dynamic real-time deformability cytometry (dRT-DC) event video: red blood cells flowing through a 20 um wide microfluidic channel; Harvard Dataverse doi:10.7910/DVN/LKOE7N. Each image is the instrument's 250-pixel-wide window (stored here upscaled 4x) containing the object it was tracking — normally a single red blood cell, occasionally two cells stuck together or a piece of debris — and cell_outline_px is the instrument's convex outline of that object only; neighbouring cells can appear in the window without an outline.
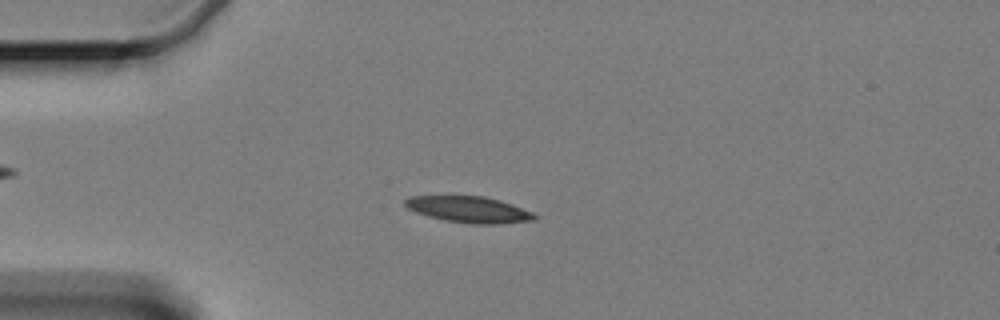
{"species": "Egyptian fruit bat (a non-hibernating species)", "species_latin": "Rousettus aegyptiacus", "temperature_condition": "cold", "stored_images_in_passage": 47, "camera_frame_rate_fps": 3000, "um_per_image_px": 0.085, "animal": {"sex": "female"}, "frame": {"image": 1, "passage_image": 2, "time_ms": 0.333, "image_size_px": [1000, 320], "cell_outline_px": [[536, 216], [532, 220], [496, 224], [472, 224], [444, 220], [428, 216], [416, 212], [408, 208], [404, 204], [404, 200], [412, 196], [484, 196], [500, 200], [512, 204], [532, 212]], "centroid_in_image_um": [39.83, 17.8], "position_along_channel_um": 45.2, "area_um2": 19.59}}
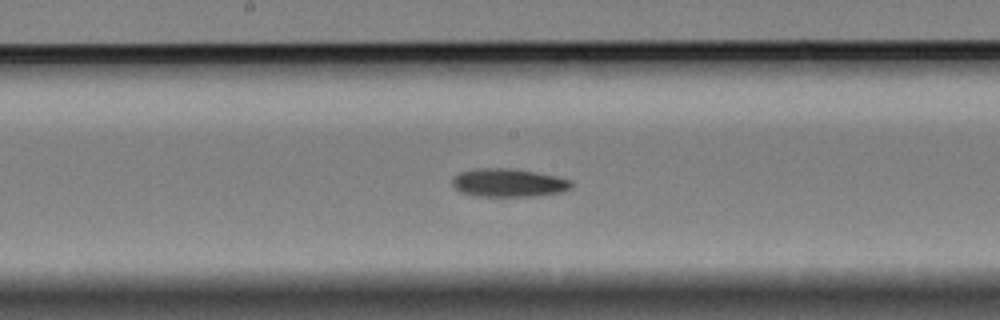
{"frame": {"image": 2, "passage_image": 18, "time_ms": 5.667, "image_size_px": [1000, 320], "cell_outline_px": [[572, 188], [564, 192], [532, 196], [472, 196], [460, 192], [452, 184], [452, 180], [460, 172], [476, 168], [508, 168], [556, 176], [572, 180]], "centroid_in_image_um": [43.23, 15.54], "position_along_channel_um": 205.0, "area_um2": 19.59}}
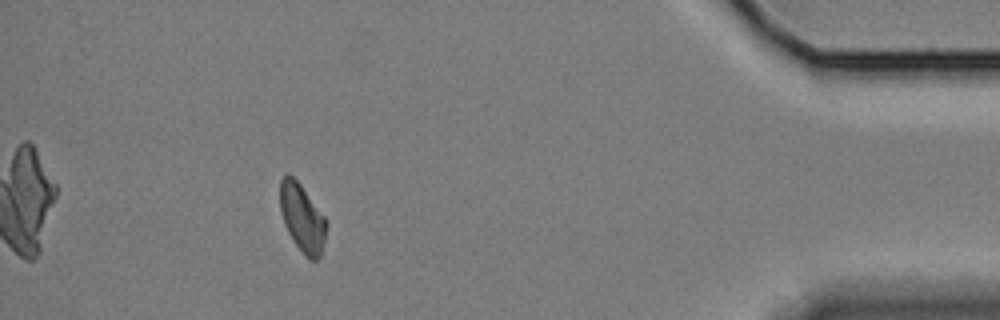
{"frame": {"image": 3, "passage_image": 41, "time_ms": 13.333, "image_size_px": [1000, 320], "cell_outline_px": [[328, 224], [324, 244], [320, 256], [316, 260], [308, 260], [296, 244], [288, 232], [284, 224], [280, 208], [280, 180], [288, 172], [300, 184], [324, 216]], "centroid_in_image_um": [25.7, 18.54], "position_along_channel_um": 409.5, "area_um2": 18.26}}